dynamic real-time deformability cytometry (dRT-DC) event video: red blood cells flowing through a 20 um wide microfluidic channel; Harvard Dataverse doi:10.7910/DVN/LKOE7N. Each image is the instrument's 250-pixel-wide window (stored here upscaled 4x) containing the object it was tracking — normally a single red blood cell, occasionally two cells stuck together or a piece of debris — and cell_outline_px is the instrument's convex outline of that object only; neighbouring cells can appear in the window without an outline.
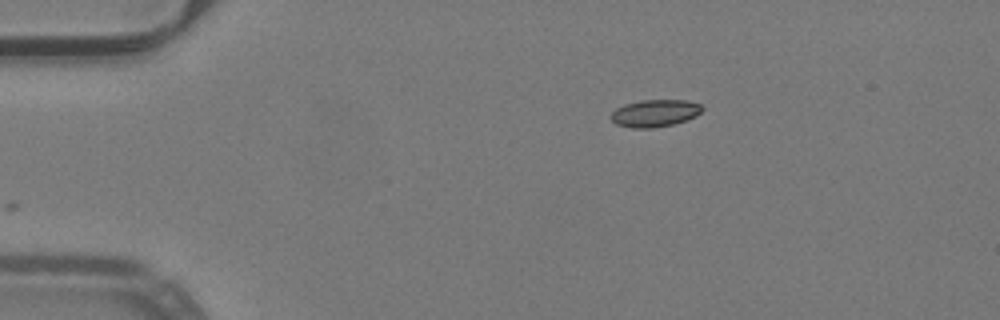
{"species": "common noctule bat (a hibernating species)", "species_latin": "Nyctalus noctula", "temperature_condition": "warm", "stored_images_in_passage": 40, "camera_frame_rate_fps": 3000, "um_per_image_px": 0.085, "animal": {"sex": "male", "body_mass_g": 19.2, "forearm_length_mm": 51.8}, "frame": {"image": 1, "passage_image": 1, "time_ms": 0.0, "image_size_px": [1000, 320], "cell_outline_px": [[704, 108], [696, 116], [672, 124], [652, 128], [632, 128], [616, 124], [608, 116], [616, 108], [624, 104], [640, 100], [684, 100], [700, 104]], "centroid_in_image_um": [55.62, 9.61], "position_along_channel_um": 29.4, "area_um2": 14.45}}
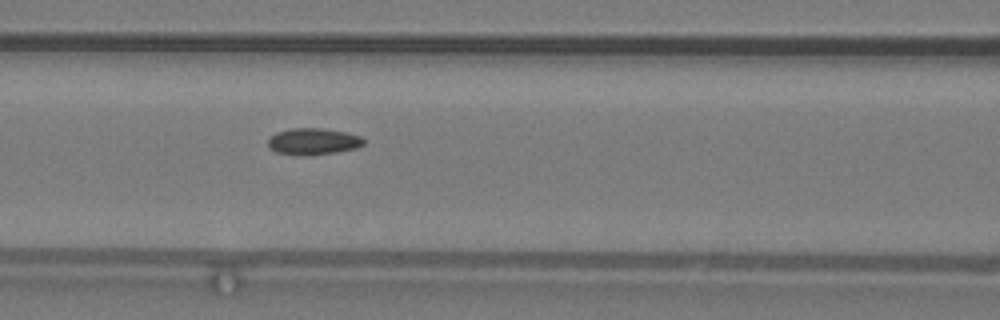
{"frame": {"image": 2, "passage_image": 14, "time_ms": 4.333, "image_size_px": [1000, 320], "cell_outline_px": [[364, 144], [356, 148], [336, 152], [304, 156], [300, 156], [276, 152], [268, 148], [268, 140], [276, 132], [292, 128], [324, 128], [344, 132], [360, 136], [364, 140]], "centroid_in_image_um": [26.59, 12.03], "position_along_channel_um": 140.0, "area_um2": 14.85}}
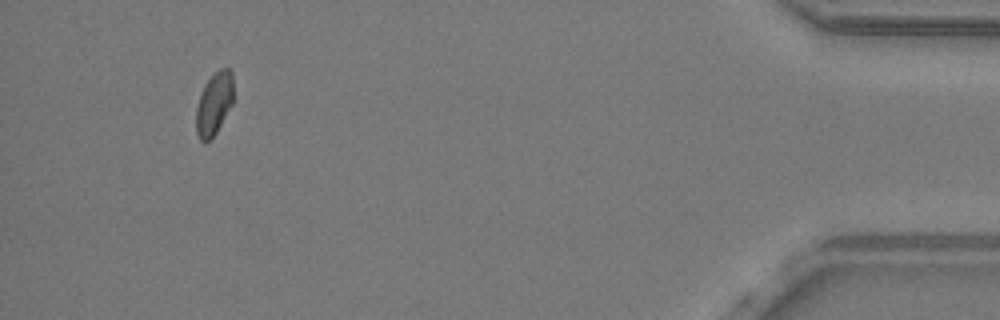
{"frame": {"image": 3, "passage_image": 40, "time_ms": 13.0, "image_size_px": [1000, 320], "cell_outline_px": [[232, 104], [216, 132], [208, 140], [200, 140], [196, 132], [196, 108], [204, 84], [212, 72], [220, 68], [228, 68], [232, 72]], "centroid_in_image_um": [18.18, 8.75], "position_along_channel_um": 417.0, "area_um2": 13.47}, "authors_computed_cell_mechanics": {"area_um2": 14.45, "velocity_mm_per_s": 4.0121, "shape_relaxation_time_tau1_ms": null, "shape_relaxation_time_tau2_ms": 2.9951, "deformation_change_tau1": null, "deformation_change_tau2": 0.0453}}